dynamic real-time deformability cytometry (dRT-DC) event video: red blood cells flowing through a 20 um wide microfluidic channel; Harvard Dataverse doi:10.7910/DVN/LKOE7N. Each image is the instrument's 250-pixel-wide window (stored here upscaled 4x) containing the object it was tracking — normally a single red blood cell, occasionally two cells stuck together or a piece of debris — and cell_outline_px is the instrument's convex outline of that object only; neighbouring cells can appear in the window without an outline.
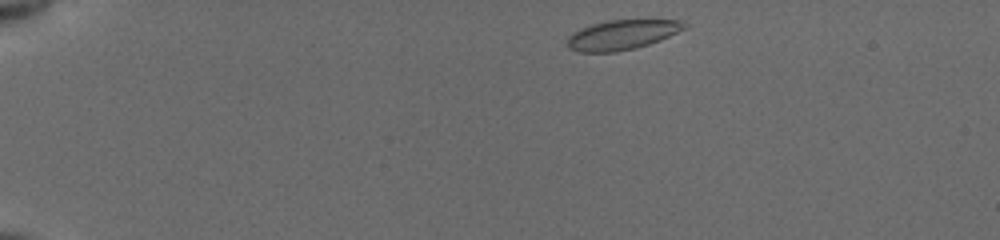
{"species": "common noctule bat (a hibernating species)", "species_latin": "Nyctalus noctula", "temperature_condition": "cold", "stored_images_in_passage": 44, "camera_frame_rate_fps": 3000, "um_per_image_px": 0.085, "animal": {"sex": "female", "body_mass_g": 19.5, "forearm_length_mm": 54.1}, "frame": {"image": 1, "passage_image": 1, "time_ms": 0.0, "image_size_px": [1000, 240], "cell_outline_px": [[688, 28], [660, 40], [636, 48], [616, 52], [580, 52], [568, 48], [568, 36], [592, 24], [608, 20], [684, 20], [688, 24]], "centroid_in_image_um": [52.95, 2.96], "position_along_channel_um": 32.1, "area_um2": 20.23}}
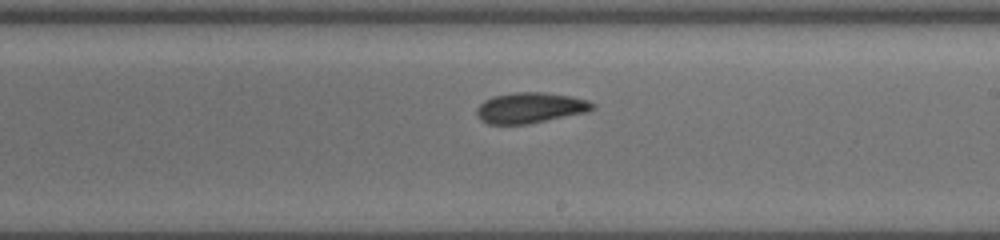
{"frame": {"image": 2, "passage_image": 24, "time_ms": 7.667, "image_size_px": [1000, 240], "cell_outline_px": [[596, 108], [584, 112], [528, 124], [488, 124], [480, 120], [476, 112], [476, 108], [484, 100], [492, 96], [512, 92], [544, 92], [572, 96], [588, 100], [596, 104]], "centroid_in_image_um": [45.05, 9.15], "position_along_channel_um": 244.0, "area_um2": 20.75}}
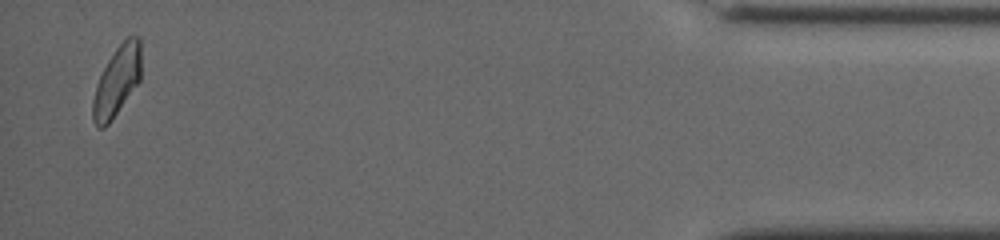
{"frame": {"image": 3, "passage_image": 43, "time_ms": 14.0, "image_size_px": [1000, 240], "cell_outline_px": [[140, 80], [108, 124], [104, 128], [96, 128], [92, 120], [92, 100], [96, 84], [108, 60], [116, 48], [128, 36], [140, 36]], "centroid_in_image_um": [9.91, 6.91], "position_along_channel_um": 425.3, "area_um2": 19.42}, "authors_computed_cell_mechanics": {"area_um2": 20.4323, "velocity_mm_per_s": 3.9076, "shape_relaxation_time_tau1_ms": 3.6656, "shape_relaxation_time_tau2_ms": 2.0016, "deformation_change_tau1": 0.1293, "deformation_change_tau2": 0.08}}